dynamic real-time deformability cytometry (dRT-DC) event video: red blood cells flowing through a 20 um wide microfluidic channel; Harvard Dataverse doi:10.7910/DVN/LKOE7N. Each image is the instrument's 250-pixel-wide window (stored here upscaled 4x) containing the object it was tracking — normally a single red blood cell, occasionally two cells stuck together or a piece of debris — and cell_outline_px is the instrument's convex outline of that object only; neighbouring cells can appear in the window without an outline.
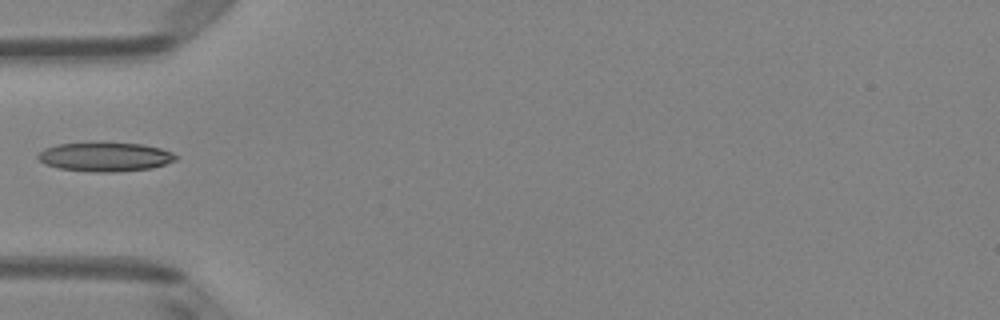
{"species": "Egyptian fruit bat (a non-hibernating species)", "species_latin": "Rousettus aegyptiacus", "temperature_condition": "room temperature", "stored_images_in_passage": 28, "camera_frame_rate_fps": 3000, "um_per_image_px": 0.085, "animal": {"sex": "female"}, "frame": {"image": 1, "passage_image": 1, "time_ms": 0.0, "image_size_px": [1000, 320], "cell_outline_px": [[180, 156], [176, 160], [152, 168], [116, 172], [92, 172], [60, 168], [44, 164], [36, 156], [44, 148], [56, 144], [140, 144], [160, 148], [172, 152]], "centroid_in_image_um": [8.95, 13.35], "position_along_channel_um": 76.1, "area_um2": 22.95}}
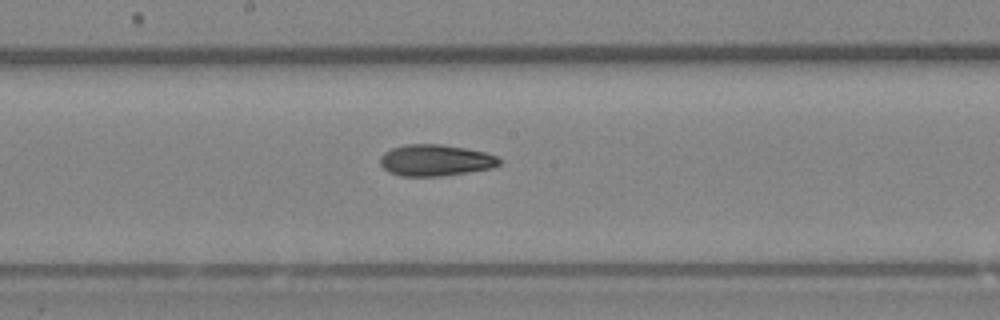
{"frame": {"image": 2, "passage_image": 11, "time_ms": 3.333, "image_size_px": [1000, 320], "cell_outline_px": [[500, 164], [492, 168], [468, 172], [440, 176], [400, 176], [388, 172], [380, 164], [380, 156], [384, 152], [392, 148], [404, 144], [440, 144], [464, 148], [484, 152], [496, 156], [500, 160]], "centroid_in_image_um": [36.97, 13.62], "position_along_channel_um": 211.2, "area_um2": 21.79}}
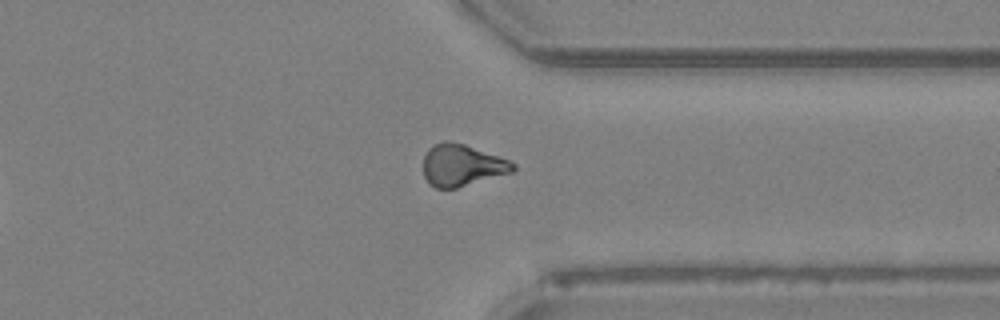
{"frame": {"image": 3, "passage_image": 23, "time_ms": 7.333, "image_size_px": [1000, 320], "cell_outline_px": [[516, 168], [512, 172], [456, 188], [436, 188], [428, 184], [424, 176], [424, 156], [428, 148], [432, 144], [444, 140], [448, 140], [464, 144], [508, 160], [516, 164]], "centroid_in_image_um": [39.22, 14.04], "position_along_channel_um": 372.2, "area_um2": 21.79}}